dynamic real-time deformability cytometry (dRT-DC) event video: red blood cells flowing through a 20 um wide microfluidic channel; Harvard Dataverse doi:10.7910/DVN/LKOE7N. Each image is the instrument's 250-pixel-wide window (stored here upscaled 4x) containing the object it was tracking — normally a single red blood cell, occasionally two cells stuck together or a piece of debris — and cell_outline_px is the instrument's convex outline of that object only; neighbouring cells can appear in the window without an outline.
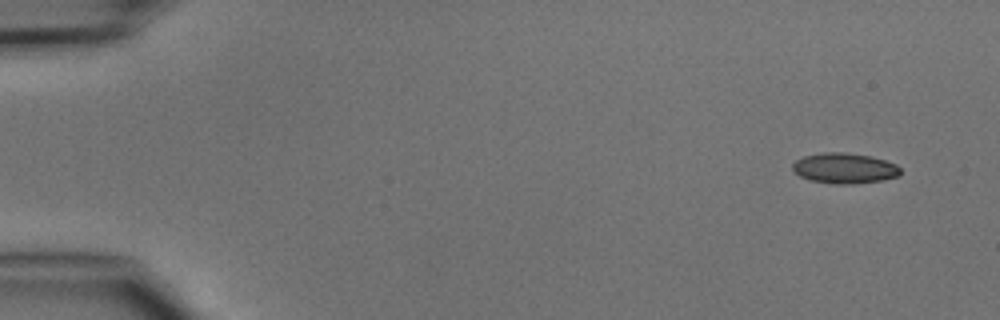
{"species": "common noctule bat (a hibernating species)", "species_latin": "Nyctalus noctula", "temperature_condition": "cold", "stored_images_in_passage": 5, "camera_frame_rate_fps": 3000, "um_per_image_px": 0.085, "animal": {"sex": "male", "body_mass_g": 15.6}, "frame": {"image": 1, "passage_image": 1, "time_ms": 0.0, "image_size_px": [1000, 320], "cell_outline_px": [[900, 176], [880, 180], [856, 184], [836, 184], [812, 180], [800, 176], [792, 168], [792, 164], [796, 160], [804, 156], [824, 152], [844, 152], [872, 156], [896, 164], [900, 168]], "centroid_in_image_um": [71.8, 14.29], "position_along_channel_um": 13.2, "area_um2": 19.07}}
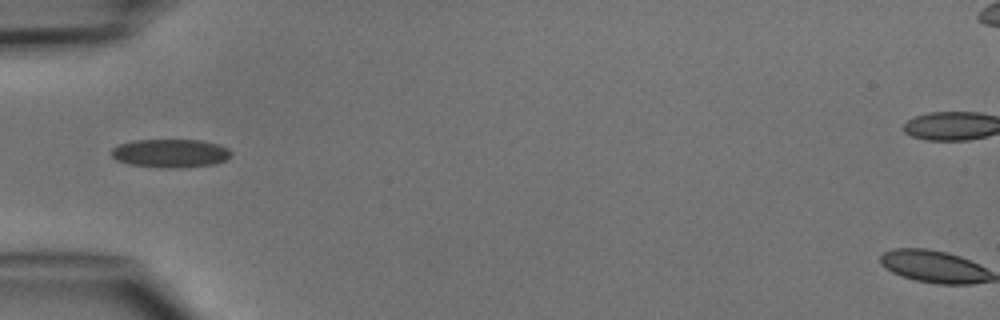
{"frame": {"image": 2, "passage_image": 4, "time_ms": 4.333, "image_size_px": [1000, 320], "cell_outline_px": [[232, 156], [224, 160], [212, 164], [180, 168], [160, 168], [128, 164], [116, 160], [112, 156], [112, 148], [120, 144], [132, 140], [200, 140], [220, 144], [228, 148], [232, 152]], "centroid_in_image_um": [14.49, 13.03], "position_along_channel_um": 70.5, "area_um2": 20.0}}